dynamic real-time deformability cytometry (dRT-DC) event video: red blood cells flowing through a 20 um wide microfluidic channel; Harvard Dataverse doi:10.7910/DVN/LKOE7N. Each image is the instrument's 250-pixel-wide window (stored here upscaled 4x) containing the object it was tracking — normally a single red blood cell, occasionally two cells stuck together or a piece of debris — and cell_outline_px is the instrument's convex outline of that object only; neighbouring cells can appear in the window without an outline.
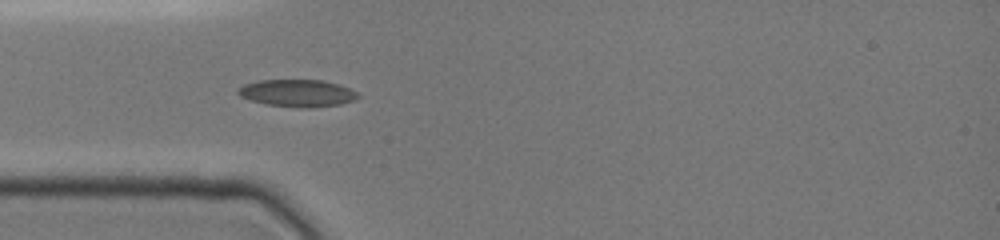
{"species": "common noctule bat (a hibernating species)", "species_latin": "Nyctalus noctula", "temperature_condition": "cold", "stored_images_in_passage": 23, "camera_frame_rate_fps": 3000, "um_per_image_px": 0.085, "animal": {"sex": "female", "body_mass_g": 19.0, "forearm_length_mm": 51.5}, "frame": {"image": 1, "passage_image": 8, "time_ms": 4.333, "image_size_px": [1000, 240], "cell_outline_px": [[360, 96], [356, 100], [340, 104], [308, 108], [300, 108], [268, 104], [252, 100], [240, 96], [236, 92], [244, 84], [260, 80], [324, 80], [348, 88], [356, 92]], "centroid_in_image_um": [25.29, 7.91], "position_along_channel_um": 59.7, "area_um2": 18.84}}
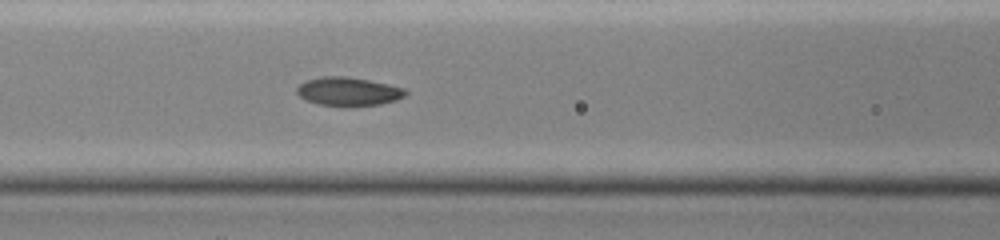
{"frame": {"image": 2, "passage_image": 12, "time_ms": 6.333, "image_size_px": [1000, 240], "cell_outline_px": [[408, 92], [404, 96], [396, 100], [380, 104], [348, 108], [344, 108], [320, 104], [304, 100], [296, 92], [296, 88], [304, 80], [324, 76], [344, 76], [368, 80], [388, 84], [404, 88]], "centroid_in_image_um": [29.58, 7.8], "position_along_channel_um": 137.0, "area_um2": 18.5}}
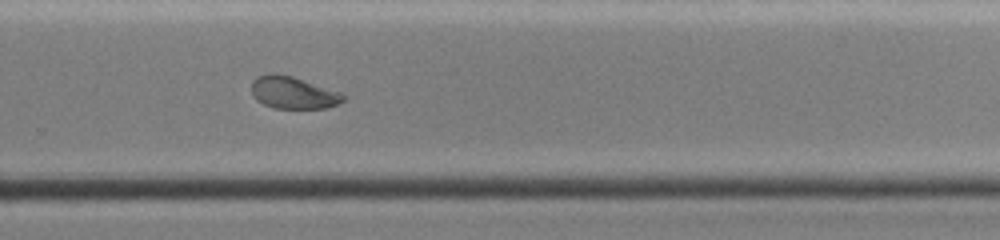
{"frame": {"image": 3, "passage_image": 21, "time_ms": 10.667, "image_size_px": [1000, 240], "cell_outline_px": [[348, 96], [344, 100], [336, 104], [324, 108], [272, 108], [256, 100], [252, 96], [252, 80], [260, 76], [272, 72], [276, 72], [292, 76], [340, 92]], "centroid_in_image_um": [24.9, 7.87], "position_along_channel_um": 304.9, "area_um2": 17.22}}